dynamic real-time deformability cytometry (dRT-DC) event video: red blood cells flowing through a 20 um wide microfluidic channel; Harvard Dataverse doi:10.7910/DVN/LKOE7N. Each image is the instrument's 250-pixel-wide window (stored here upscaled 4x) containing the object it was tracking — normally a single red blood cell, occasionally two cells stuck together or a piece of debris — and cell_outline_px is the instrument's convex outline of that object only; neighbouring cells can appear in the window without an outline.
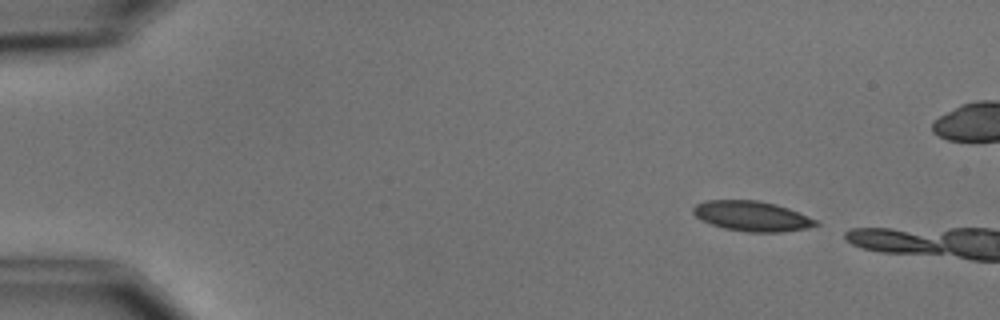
{"species": "common noctule bat (a hibernating species)", "species_latin": "Nyctalus noctula", "temperature_condition": "cold", "stored_images_in_passage": 2, "camera_frame_rate_fps": 3000, "um_per_image_px": 0.085, "animal": {"sex": "male", "body_mass_g": 15.6}, "frame": {"image": 1, "passage_image": 1, "time_ms": 0.0, "image_size_px": [1000, 320], "cell_outline_px": [[820, 224], [808, 228], [780, 232], [748, 232], [724, 228], [712, 224], [696, 216], [692, 212], [692, 208], [696, 204], [704, 200], [760, 200], [776, 204], [788, 208], [820, 220]], "centroid_in_image_um": [63.96, 18.36], "position_along_channel_um": 21.0, "area_um2": 21.62}}